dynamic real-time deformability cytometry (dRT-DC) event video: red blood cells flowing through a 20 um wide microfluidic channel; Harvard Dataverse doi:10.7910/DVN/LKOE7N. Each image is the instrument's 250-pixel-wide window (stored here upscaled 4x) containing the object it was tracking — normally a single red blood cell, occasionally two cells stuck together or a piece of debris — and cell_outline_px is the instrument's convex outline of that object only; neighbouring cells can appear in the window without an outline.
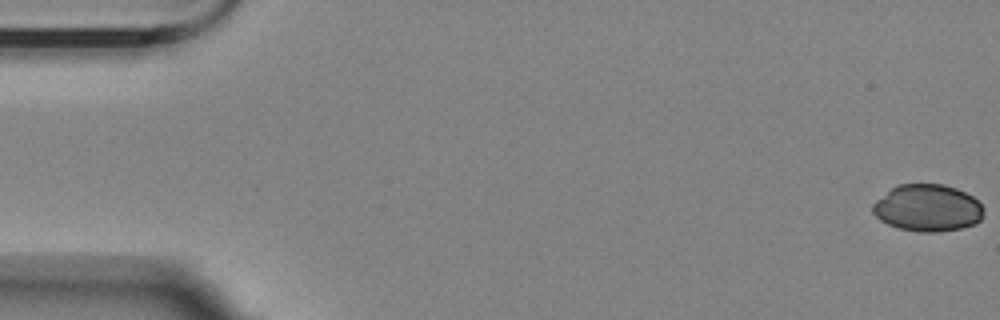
{"species": "Egyptian fruit bat (a non-hibernating species)", "species_latin": "Rousettus aegyptiacus", "temperature_condition": "room temperature", "stored_images_in_passage": 51, "camera_frame_rate_fps": 3000, "um_per_image_px": 0.085, "animal": {"sex": "female"}, "frame": {"image": 1, "passage_image": 1, "time_ms": 0.0, "image_size_px": [1000, 320], "cell_outline_px": [[984, 212], [980, 220], [976, 224], [960, 228], [940, 232], [920, 232], [900, 228], [888, 224], [880, 220], [872, 212], [872, 204], [876, 200], [896, 184], [944, 184], [956, 188], [972, 196], [984, 208]], "centroid_in_image_um": [78.84, 17.67], "position_along_channel_um": 6.2, "area_um2": 30.46}}
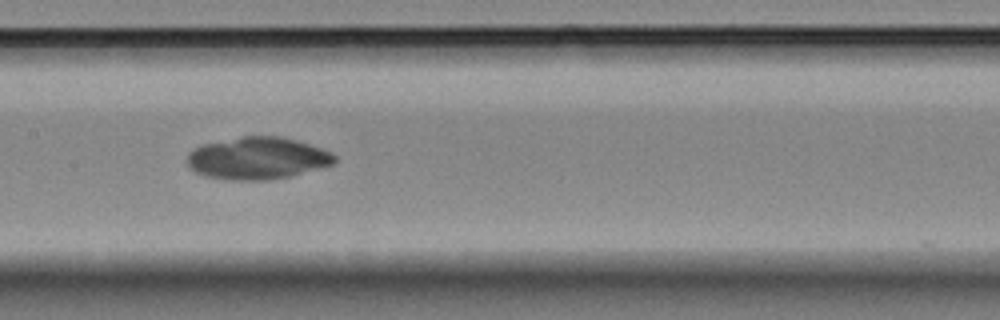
{"frame": {"image": 2, "passage_image": 28, "time_ms": 9.0, "image_size_px": [1000, 320], "cell_outline_px": [[336, 164], [288, 176], [268, 180], [228, 180], [204, 176], [188, 168], [188, 152], [192, 148], [200, 144], [240, 136], [280, 136], [296, 140], [332, 152], [336, 156]], "centroid_in_image_um": [21.85, 13.44], "position_along_channel_um": 185.6, "area_um2": 36.53}}
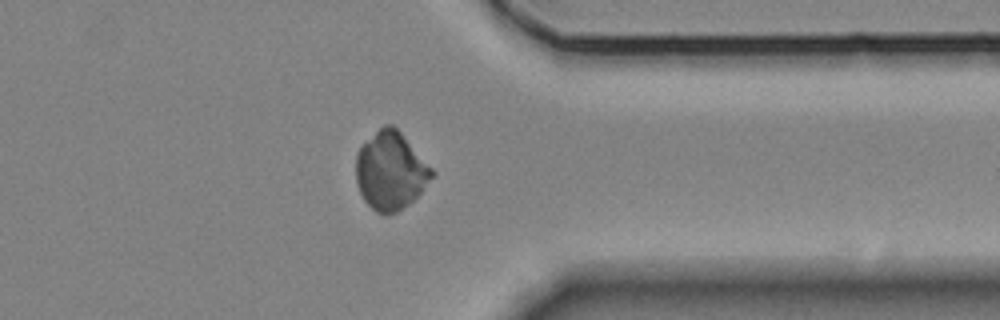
{"frame": {"image": 3, "passage_image": 45, "time_ms": 14.667, "image_size_px": [1000, 320], "cell_outline_px": [[436, 172], [420, 192], [408, 204], [396, 212], [376, 212], [364, 200], [360, 192], [356, 180], [356, 152], [384, 124], [392, 124], [400, 132]], "centroid_in_image_um": [33.19, 14.51], "position_along_channel_um": 378.2, "area_um2": 33.76}}